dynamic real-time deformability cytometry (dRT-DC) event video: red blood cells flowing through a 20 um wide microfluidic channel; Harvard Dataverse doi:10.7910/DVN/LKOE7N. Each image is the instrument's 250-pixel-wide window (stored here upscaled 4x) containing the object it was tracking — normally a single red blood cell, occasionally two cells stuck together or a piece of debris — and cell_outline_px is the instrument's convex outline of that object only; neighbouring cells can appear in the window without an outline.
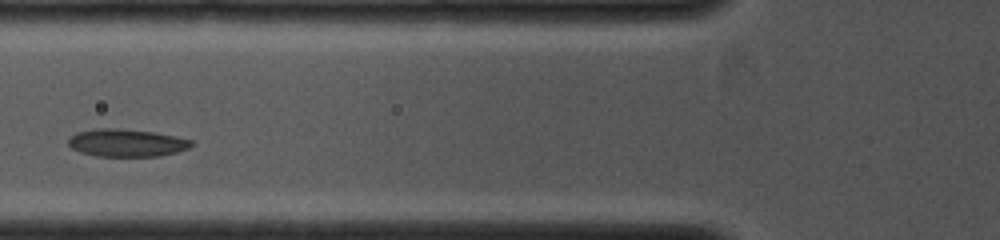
{"species": "common noctule bat (a hibernating species)", "species_latin": "Nyctalus noctula", "temperature_condition": "cold", "stored_images_in_passage": 5, "camera_frame_rate_fps": 4000, "um_per_image_px": 0.085, "animal": {"sex": "female", "body_mass_g": 19.0, "forearm_length_mm": 53.3}, "frame": {"image": 1, "passage_image": 4, "time_ms": 2.0, "image_size_px": [1000, 240], "cell_outline_px": [[196, 144], [188, 148], [176, 152], [160, 156], [96, 156], [80, 152], [72, 148], [68, 144], [68, 140], [76, 132], [96, 128], [116, 128], [156, 132], [196, 140]], "centroid_in_image_um": [10.82, 12.13], "position_along_channel_um": 115.0, "area_um2": 20.06}}